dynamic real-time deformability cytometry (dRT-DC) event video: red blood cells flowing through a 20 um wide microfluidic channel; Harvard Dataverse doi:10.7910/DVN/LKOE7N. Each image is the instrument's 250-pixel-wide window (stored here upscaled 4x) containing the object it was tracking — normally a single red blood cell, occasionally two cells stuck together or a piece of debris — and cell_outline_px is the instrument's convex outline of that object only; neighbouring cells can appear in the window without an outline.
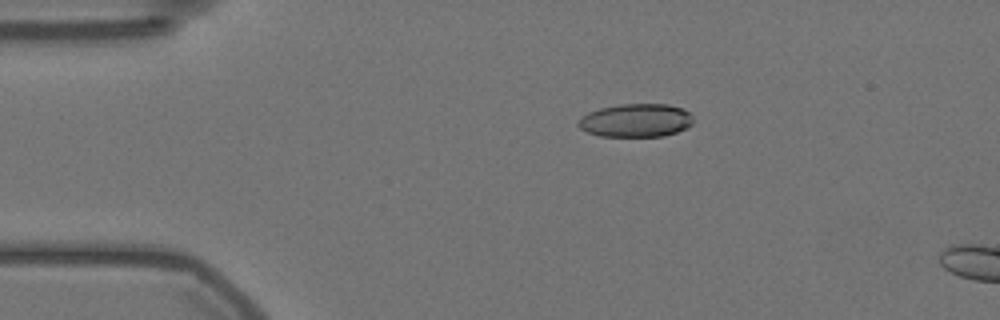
{"species": "Egyptian fruit bat (a non-hibernating species)", "species_latin": "Rousettus aegyptiacus", "temperature_condition": "warm", "stored_images_in_passage": 15, "camera_frame_rate_fps": 3000, "um_per_image_px": 0.085, "animal": {"sex": "female"}, "frame": {"image": 1, "passage_image": 11, "time_ms": 3.333, "image_size_px": [1000, 320], "cell_outline_px": [[692, 124], [676, 132], [664, 136], [600, 136], [588, 132], [580, 128], [576, 124], [588, 112], [600, 108], [620, 104], [668, 104], [684, 108], [692, 116]], "centroid_in_image_um": [54.06, 10.23], "position_along_channel_um": 30.9, "area_um2": 22.2}}